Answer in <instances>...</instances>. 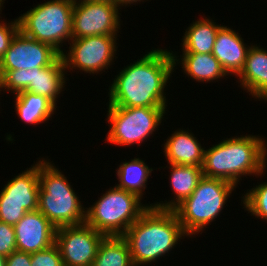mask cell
<instances>
[{
  "instance_id": "obj_1",
  "label": "cell",
  "mask_w": 267,
  "mask_h": 266,
  "mask_svg": "<svg viewBox=\"0 0 267 266\" xmlns=\"http://www.w3.org/2000/svg\"><path fill=\"white\" fill-rule=\"evenodd\" d=\"M174 68L172 51L152 49L115 76L109 86V105L167 107L164 88Z\"/></svg>"
},
{
  "instance_id": "obj_2",
  "label": "cell",
  "mask_w": 267,
  "mask_h": 266,
  "mask_svg": "<svg viewBox=\"0 0 267 266\" xmlns=\"http://www.w3.org/2000/svg\"><path fill=\"white\" fill-rule=\"evenodd\" d=\"M204 151L203 176L237 186L241 176H261L267 167V143L255 135L226 138Z\"/></svg>"
},
{
  "instance_id": "obj_3",
  "label": "cell",
  "mask_w": 267,
  "mask_h": 266,
  "mask_svg": "<svg viewBox=\"0 0 267 266\" xmlns=\"http://www.w3.org/2000/svg\"><path fill=\"white\" fill-rule=\"evenodd\" d=\"M184 236L187 237L173 210L150 206L122 237L129 245L134 266H140L164 257Z\"/></svg>"
},
{
  "instance_id": "obj_4",
  "label": "cell",
  "mask_w": 267,
  "mask_h": 266,
  "mask_svg": "<svg viewBox=\"0 0 267 266\" xmlns=\"http://www.w3.org/2000/svg\"><path fill=\"white\" fill-rule=\"evenodd\" d=\"M44 159L38 161V210L55 228L85 223L86 208L69 180L54 164Z\"/></svg>"
},
{
  "instance_id": "obj_5",
  "label": "cell",
  "mask_w": 267,
  "mask_h": 266,
  "mask_svg": "<svg viewBox=\"0 0 267 266\" xmlns=\"http://www.w3.org/2000/svg\"><path fill=\"white\" fill-rule=\"evenodd\" d=\"M235 187L228 181L203 176L192 194L173 209L185 234L192 237L204 231L224 209Z\"/></svg>"
},
{
  "instance_id": "obj_6",
  "label": "cell",
  "mask_w": 267,
  "mask_h": 266,
  "mask_svg": "<svg viewBox=\"0 0 267 266\" xmlns=\"http://www.w3.org/2000/svg\"><path fill=\"white\" fill-rule=\"evenodd\" d=\"M86 208L85 223L106 237L123 236L126 230L150 207L138 195L116 185Z\"/></svg>"
},
{
  "instance_id": "obj_7",
  "label": "cell",
  "mask_w": 267,
  "mask_h": 266,
  "mask_svg": "<svg viewBox=\"0 0 267 266\" xmlns=\"http://www.w3.org/2000/svg\"><path fill=\"white\" fill-rule=\"evenodd\" d=\"M74 0H50L38 4L17 18L19 31L51 45L60 54L61 44L72 39Z\"/></svg>"
},
{
  "instance_id": "obj_8",
  "label": "cell",
  "mask_w": 267,
  "mask_h": 266,
  "mask_svg": "<svg viewBox=\"0 0 267 266\" xmlns=\"http://www.w3.org/2000/svg\"><path fill=\"white\" fill-rule=\"evenodd\" d=\"M166 107H123L108 104L107 120L110 130L106 141L114 145L130 146L142 143L162 123Z\"/></svg>"
},
{
  "instance_id": "obj_9",
  "label": "cell",
  "mask_w": 267,
  "mask_h": 266,
  "mask_svg": "<svg viewBox=\"0 0 267 266\" xmlns=\"http://www.w3.org/2000/svg\"><path fill=\"white\" fill-rule=\"evenodd\" d=\"M65 65L61 55L45 68L0 70V93L10 91L18 94L22 91H29L37 95H43L50 99L55 105L56 101L64 91Z\"/></svg>"
},
{
  "instance_id": "obj_10",
  "label": "cell",
  "mask_w": 267,
  "mask_h": 266,
  "mask_svg": "<svg viewBox=\"0 0 267 266\" xmlns=\"http://www.w3.org/2000/svg\"><path fill=\"white\" fill-rule=\"evenodd\" d=\"M116 38L117 35H94L71 39L70 50L61 54L65 69H79L89 74L107 70L116 57Z\"/></svg>"
},
{
  "instance_id": "obj_11",
  "label": "cell",
  "mask_w": 267,
  "mask_h": 266,
  "mask_svg": "<svg viewBox=\"0 0 267 266\" xmlns=\"http://www.w3.org/2000/svg\"><path fill=\"white\" fill-rule=\"evenodd\" d=\"M106 236L86 223L56 228L55 244L64 266H92Z\"/></svg>"
},
{
  "instance_id": "obj_12",
  "label": "cell",
  "mask_w": 267,
  "mask_h": 266,
  "mask_svg": "<svg viewBox=\"0 0 267 266\" xmlns=\"http://www.w3.org/2000/svg\"><path fill=\"white\" fill-rule=\"evenodd\" d=\"M74 0L72 39L94 35H117L119 8L109 2Z\"/></svg>"
},
{
  "instance_id": "obj_13",
  "label": "cell",
  "mask_w": 267,
  "mask_h": 266,
  "mask_svg": "<svg viewBox=\"0 0 267 266\" xmlns=\"http://www.w3.org/2000/svg\"><path fill=\"white\" fill-rule=\"evenodd\" d=\"M60 55L51 45L39 42L18 31L0 58V70L45 68Z\"/></svg>"
},
{
  "instance_id": "obj_14",
  "label": "cell",
  "mask_w": 267,
  "mask_h": 266,
  "mask_svg": "<svg viewBox=\"0 0 267 266\" xmlns=\"http://www.w3.org/2000/svg\"><path fill=\"white\" fill-rule=\"evenodd\" d=\"M18 251L35 253L55 244V226L39 211L27 212L14 226Z\"/></svg>"
},
{
  "instance_id": "obj_15",
  "label": "cell",
  "mask_w": 267,
  "mask_h": 266,
  "mask_svg": "<svg viewBox=\"0 0 267 266\" xmlns=\"http://www.w3.org/2000/svg\"><path fill=\"white\" fill-rule=\"evenodd\" d=\"M38 162L12 178L0 191V203L21 204L27 211L38 210L39 201Z\"/></svg>"
},
{
  "instance_id": "obj_16",
  "label": "cell",
  "mask_w": 267,
  "mask_h": 266,
  "mask_svg": "<svg viewBox=\"0 0 267 266\" xmlns=\"http://www.w3.org/2000/svg\"><path fill=\"white\" fill-rule=\"evenodd\" d=\"M240 36L235 30L223 25L216 35L212 54L228 75L238 76L246 62V55L250 46L245 45Z\"/></svg>"
},
{
  "instance_id": "obj_17",
  "label": "cell",
  "mask_w": 267,
  "mask_h": 266,
  "mask_svg": "<svg viewBox=\"0 0 267 266\" xmlns=\"http://www.w3.org/2000/svg\"><path fill=\"white\" fill-rule=\"evenodd\" d=\"M237 77L244 91L256 99L267 101V50L250 45L244 68Z\"/></svg>"
},
{
  "instance_id": "obj_18",
  "label": "cell",
  "mask_w": 267,
  "mask_h": 266,
  "mask_svg": "<svg viewBox=\"0 0 267 266\" xmlns=\"http://www.w3.org/2000/svg\"><path fill=\"white\" fill-rule=\"evenodd\" d=\"M163 146L168 163L202 167L205 149L188 130H176Z\"/></svg>"
},
{
  "instance_id": "obj_19",
  "label": "cell",
  "mask_w": 267,
  "mask_h": 266,
  "mask_svg": "<svg viewBox=\"0 0 267 266\" xmlns=\"http://www.w3.org/2000/svg\"><path fill=\"white\" fill-rule=\"evenodd\" d=\"M170 186L174 191V199L171 201H163L150 204V206L162 209V210H173L183 200L188 198L192 192L196 189L200 179L203 177V171L201 166H189L170 164Z\"/></svg>"
},
{
  "instance_id": "obj_20",
  "label": "cell",
  "mask_w": 267,
  "mask_h": 266,
  "mask_svg": "<svg viewBox=\"0 0 267 266\" xmlns=\"http://www.w3.org/2000/svg\"><path fill=\"white\" fill-rule=\"evenodd\" d=\"M173 53L172 51L174 66H177L179 63L182 64L184 73L198 82L208 83L209 81L213 82L223 78L226 75L229 76L212 53H182L179 59Z\"/></svg>"
},
{
  "instance_id": "obj_21",
  "label": "cell",
  "mask_w": 267,
  "mask_h": 266,
  "mask_svg": "<svg viewBox=\"0 0 267 266\" xmlns=\"http://www.w3.org/2000/svg\"><path fill=\"white\" fill-rule=\"evenodd\" d=\"M15 111L25 123L38 125L48 121L57 106L47 97L29 91L15 94Z\"/></svg>"
},
{
  "instance_id": "obj_22",
  "label": "cell",
  "mask_w": 267,
  "mask_h": 266,
  "mask_svg": "<svg viewBox=\"0 0 267 266\" xmlns=\"http://www.w3.org/2000/svg\"><path fill=\"white\" fill-rule=\"evenodd\" d=\"M222 25L212 19L200 18L186 29L182 39L183 53L209 54L213 51L217 32Z\"/></svg>"
},
{
  "instance_id": "obj_23",
  "label": "cell",
  "mask_w": 267,
  "mask_h": 266,
  "mask_svg": "<svg viewBox=\"0 0 267 266\" xmlns=\"http://www.w3.org/2000/svg\"><path fill=\"white\" fill-rule=\"evenodd\" d=\"M153 169L140 158L131 159V161L123 162L116 170L119 184L118 188L132 192L143 198V191L146 189L147 181Z\"/></svg>"
},
{
  "instance_id": "obj_24",
  "label": "cell",
  "mask_w": 267,
  "mask_h": 266,
  "mask_svg": "<svg viewBox=\"0 0 267 266\" xmlns=\"http://www.w3.org/2000/svg\"><path fill=\"white\" fill-rule=\"evenodd\" d=\"M92 266H134L127 241L122 236L105 237Z\"/></svg>"
},
{
  "instance_id": "obj_25",
  "label": "cell",
  "mask_w": 267,
  "mask_h": 266,
  "mask_svg": "<svg viewBox=\"0 0 267 266\" xmlns=\"http://www.w3.org/2000/svg\"><path fill=\"white\" fill-rule=\"evenodd\" d=\"M255 186L242 195L243 208L251 215L267 221V182Z\"/></svg>"
},
{
  "instance_id": "obj_26",
  "label": "cell",
  "mask_w": 267,
  "mask_h": 266,
  "mask_svg": "<svg viewBox=\"0 0 267 266\" xmlns=\"http://www.w3.org/2000/svg\"><path fill=\"white\" fill-rule=\"evenodd\" d=\"M31 266H64L59 247H51L31 254Z\"/></svg>"
},
{
  "instance_id": "obj_27",
  "label": "cell",
  "mask_w": 267,
  "mask_h": 266,
  "mask_svg": "<svg viewBox=\"0 0 267 266\" xmlns=\"http://www.w3.org/2000/svg\"><path fill=\"white\" fill-rule=\"evenodd\" d=\"M16 250L14 226L0 221V255L7 257Z\"/></svg>"
},
{
  "instance_id": "obj_28",
  "label": "cell",
  "mask_w": 267,
  "mask_h": 266,
  "mask_svg": "<svg viewBox=\"0 0 267 266\" xmlns=\"http://www.w3.org/2000/svg\"><path fill=\"white\" fill-rule=\"evenodd\" d=\"M27 211L21 204L0 203V221L15 226Z\"/></svg>"
},
{
  "instance_id": "obj_29",
  "label": "cell",
  "mask_w": 267,
  "mask_h": 266,
  "mask_svg": "<svg viewBox=\"0 0 267 266\" xmlns=\"http://www.w3.org/2000/svg\"><path fill=\"white\" fill-rule=\"evenodd\" d=\"M19 31L17 18L13 22H0V58L8 49L12 38Z\"/></svg>"
},
{
  "instance_id": "obj_30",
  "label": "cell",
  "mask_w": 267,
  "mask_h": 266,
  "mask_svg": "<svg viewBox=\"0 0 267 266\" xmlns=\"http://www.w3.org/2000/svg\"><path fill=\"white\" fill-rule=\"evenodd\" d=\"M6 266H31V254L16 250L6 257Z\"/></svg>"
},
{
  "instance_id": "obj_31",
  "label": "cell",
  "mask_w": 267,
  "mask_h": 266,
  "mask_svg": "<svg viewBox=\"0 0 267 266\" xmlns=\"http://www.w3.org/2000/svg\"><path fill=\"white\" fill-rule=\"evenodd\" d=\"M141 1H143V0H117V6H118V8L120 9V7H122V6H128V4L129 5H131V4H133L134 3V5L137 3V2H141ZM120 6V7H119Z\"/></svg>"
},
{
  "instance_id": "obj_32",
  "label": "cell",
  "mask_w": 267,
  "mask_h": 266,
  "mask_svg": "<svg viewBox=\"0 0 267 266\" xmlns=\"http://www.w3.org/2000/svg\"><path fill=\"white\" fill-rule=\"evenodd\" d=\"M90 1L109 2L117 5V0H90Z\"/></svg>"
},
{
  "instance_id": "obj_33",
  "label": "cell",
  "mask_w": 267,
  "mask_h": 266,
  "mask_svg": "<svg viewBox=\"0 0 267 266\" xmlns=\"http://www.w3.org/2000/svg\"><path fill=\"white\" fill-rule=\"evenodd\" d=\"M0 266H6V257L0 255Z\"/></svg>"
},
{
  "instance_id": "obj_34",
  "label": "cell",
  "mask_w": 267,
  "mask_h": 266,
  "mask_svg": "<svg viewBox=\"0 0 267 266\" xmlns=\"http://www.w3.org/2000/svg\"><path fill=\"white\" fill-rule=\"evenodd\" d=\"M5 0H0V3L3 5L5 2H4Z\"/></svg>"
}]
</instances>
